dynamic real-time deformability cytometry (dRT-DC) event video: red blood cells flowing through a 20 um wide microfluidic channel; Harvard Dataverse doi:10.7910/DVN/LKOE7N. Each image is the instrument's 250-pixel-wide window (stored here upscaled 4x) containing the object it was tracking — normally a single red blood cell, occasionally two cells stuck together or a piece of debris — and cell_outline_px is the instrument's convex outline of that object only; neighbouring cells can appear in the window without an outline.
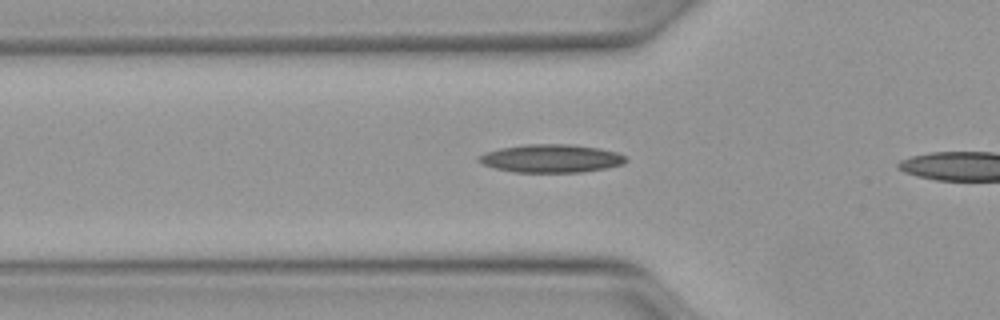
{"species": "Egyptian fruit bat (a non-hibernating species)", "species_latin": "Rousettus aegyptiacus", "temperature_condition": "warm", "stored_images_in_passage": 6, "camera_frame_rate_fps": 3000, "um_per_image_px": 0.085, "animal": {"sex": "female"}, "frame": {"image": 1, "passage_image": 4, "time_ms": 1.0, "image_size_px": [1000, 320], "cell_outline_px": [[628, 160], [624, 164], [604, 168], [580, 172], [516, 172], [496, 168], [484, 164], [476, 160], [476, 156], [484, 152], [500, 148], [524, 144], [568, 144], [600, 148], [616, 152], [628, 156]], "centroid_in_image_um": [46.85, 13.46], "position_along_channel_um": 79.0, "area_um2": 24.22}}